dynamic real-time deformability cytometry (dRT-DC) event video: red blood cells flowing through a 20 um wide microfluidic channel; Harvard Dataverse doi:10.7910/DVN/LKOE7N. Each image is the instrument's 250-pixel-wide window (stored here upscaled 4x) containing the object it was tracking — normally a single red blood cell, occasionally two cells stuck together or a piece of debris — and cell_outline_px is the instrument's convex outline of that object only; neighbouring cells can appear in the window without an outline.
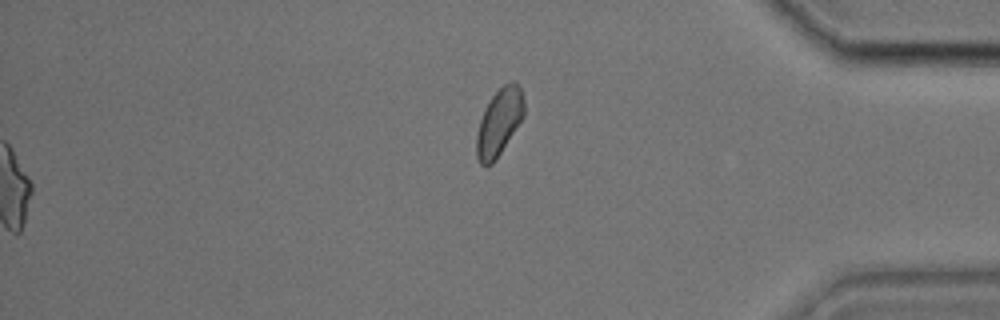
{"species": "common noctule bat (a hibernating species)", "species_latin": "Nyctalus noctula", "temperature_condition": "cold", "stored_images_in_passage": 32, "segment_of_instrument_passage": [2, 2], "camera_frame_rate_fps": 3000, "um_per_image_px": 0.085, "animal": {"sex": "male", "body_mass_g": 17.9, "forearm_length_mm": 54.2}, "frame": {"image": 1, "passage_image": 32, "time_ms": 10.333, "image_size_px": [1000, 320], "cell_outline_px": [[524, 116], [492, 164], [484, 168], [480, 164], [476, 156], [476, 136], [480, 120], [484, 108], [492, 96], [504, 84], [512, 80], [516, 80], [520, 88], [524, 100]], "centroid_in_image_um": [42.41, 10.38], "position_along_channel_um": 392.8, "area_um2": 18.5}}